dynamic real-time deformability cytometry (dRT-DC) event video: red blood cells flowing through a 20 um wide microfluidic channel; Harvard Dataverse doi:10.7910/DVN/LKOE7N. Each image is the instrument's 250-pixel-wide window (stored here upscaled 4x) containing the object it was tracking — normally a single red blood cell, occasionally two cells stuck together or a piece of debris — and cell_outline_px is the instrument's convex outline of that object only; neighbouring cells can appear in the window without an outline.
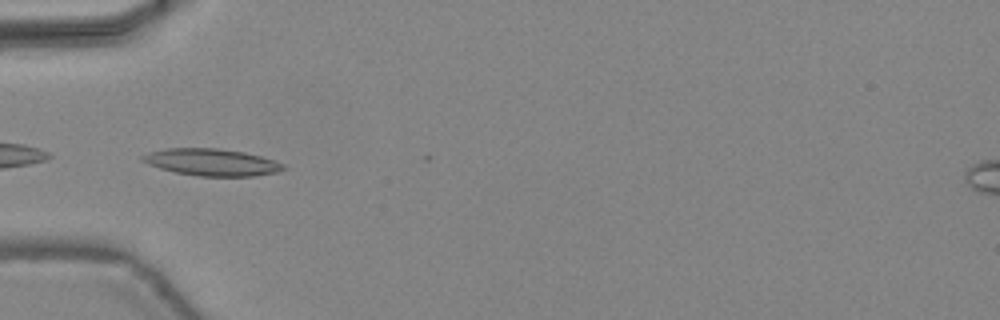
{"species": "common noctule bat (a hibernating species)", "species_latin": "Nyctalus noctula", "temperature_condition": "warm", "stored_images_in_passage": 3, "camera_frame_rate_fps": 3000, "um_per_image_px": 0.085, "animal": {"sex": "female", "body_mass_g": 24.6, "forearm_length_mm": 56.2}, "frame": {"image": 1, "passage_image": 1, "time_ms": 0.0, "image_size_px": [1000, 320], "cell_outline_px": [[288, 168], [276, 172], [252, 176], [200, 176], [176, 172], [160, 168], [148, 164], [140, 160], [140, 156], [148, 152], [168, 148], [216, 148], [244, 152], [260, 156], [284, 164]], "centroid_in_image_um": [17.97, 13.78], "position_along_channel_um": 67.0, "area_um2": 22.02}}